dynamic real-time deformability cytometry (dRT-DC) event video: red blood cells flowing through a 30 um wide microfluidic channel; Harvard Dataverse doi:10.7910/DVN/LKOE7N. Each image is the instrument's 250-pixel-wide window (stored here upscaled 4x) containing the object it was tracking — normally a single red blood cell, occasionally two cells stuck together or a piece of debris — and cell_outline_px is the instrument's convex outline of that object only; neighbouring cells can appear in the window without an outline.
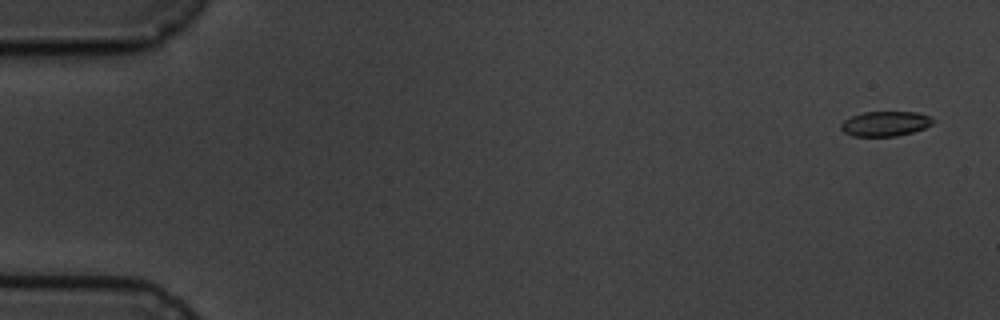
{"species": "common noctule bat (a hibernating species)", "species_latin": "Nyctalus noctula", "temperature_condition": "cold", "stored_images_in_passage": 2, "camera_frame_rate_fps": 3000, "um_per_image_px": 0.085, "animal": {"sex": "male", "body_mass_g": 19.5, "forearm_length_mm": 54.6}, "frame": {"image": 1, "passage_image": 2, "time_ms": 1.333, "image_size_px": [1000, 320], "cell_outline_px": [[932, 124], [924, 128], [912, 132], [896, 136], [852, 136], [844, 132], [840, 128], [840, 124], [844, 120], [852, 116], [864, 112], [916, 112], [928, 116], [932, 120]], "centroid_in_image_um": [75.2, 10.52], "position_along_channel_um": 9.8, "area_um2": 13.18}}